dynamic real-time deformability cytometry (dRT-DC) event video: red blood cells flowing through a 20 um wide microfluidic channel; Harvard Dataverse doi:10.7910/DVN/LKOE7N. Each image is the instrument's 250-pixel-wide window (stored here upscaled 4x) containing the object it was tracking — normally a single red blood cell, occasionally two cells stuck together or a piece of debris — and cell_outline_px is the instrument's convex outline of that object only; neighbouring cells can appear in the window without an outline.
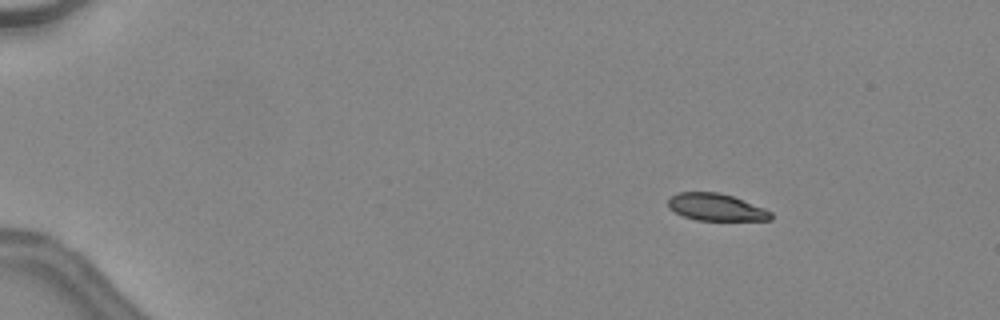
{"species": "common noctule bat (a hibernating species)", "species_latin": "Nyctalus noctula", "temperature_condition": "warm", "stored_images_in_passage": 48, "camera_frame_rate_fps": 3000, "um_per_image_px": 0.085, "animal": {"sex": "female", "body_mass_g": 24.6, "forearm_length_mm": 56.2}, "frame": {"image": 1, "passage_image": 8, "time_ms": 2.333, "image_size_px": [1000, 320], "cell_outline_px": [[772, 220], [696, 220], [684, 216], [668, 208], [668, 200], [676, 192], [720, 192], [732, 196], [764, 208], [772, 212]], "centroid_in_image_um": [60.86, 17.61], "position_along_channel_um": 24.1, "area_um2": 16.18}, "authors_computed_cell_mechanics": {"area_um2": 18.3804, "velocity_mm_per_s": 4.5361, "shape_relaxation_time_tau1_ms": 5.0812, "shape_relaxation_time_tau2_ms": 2.7646, "deformation_change_tau1": 0.1667, "deformation_change_tau2": 0.0775}}